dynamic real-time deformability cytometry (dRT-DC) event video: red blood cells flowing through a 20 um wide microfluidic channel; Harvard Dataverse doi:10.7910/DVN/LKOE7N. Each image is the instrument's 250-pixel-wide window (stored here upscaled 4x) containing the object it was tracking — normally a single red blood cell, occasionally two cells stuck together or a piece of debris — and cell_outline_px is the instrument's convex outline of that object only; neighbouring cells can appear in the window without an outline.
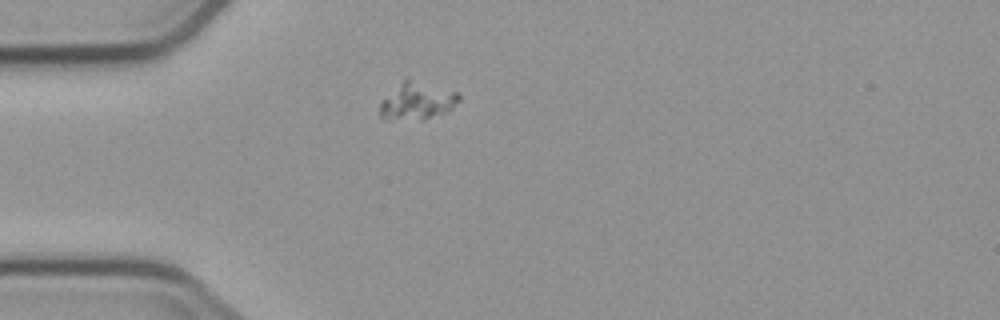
{"species": "common noctule bat (a hibernating species)", "species_latin": "Nyctalus noctula", "temperature_condition": "cold", "stored_images_in_passage": 4, "camera_frame_rate_fps": 3000, "um_per_image_px": 0.085, "animal": {"sex": "male", "body_mass_g": 23.1, "forearm_length_mm": 52.7}, "frame": {"image": 1, "passage_image": 1, "time_ms": 0.0, "image_size_px": [1000, 320], "cell_outline_px": [[460, 100], [448, 112], [424, 120], [420, 120], [380, 116], [380, 100], [404, 80], [408, 80], [460, 92]], "centroid_in_image_um": [35.51, 8.61], "position_along_channel_um": 49.5, "area_um2": 16.65}}
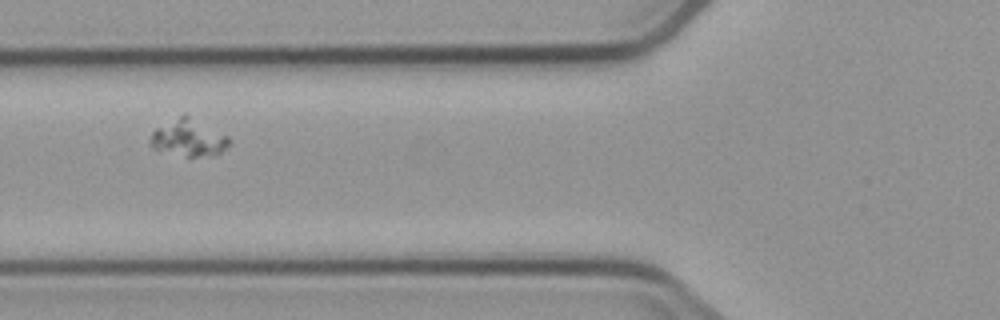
{"frame": {"image": 2, "passage_image": 3, "time_ms": 2.0, "image_size_px": [1000, 320], "cell_outline_px": [[232, 144], [220, 152], [196, 156], [188, 156], [152, 148], [148, 140], [152, 132], [156, 128], [184, 112], [228, 136], [232, 140]], "centroid_in_image_um": [16.02, 11.67], "position_along_channel_um": 109.8, "area_um2": 16.88}}
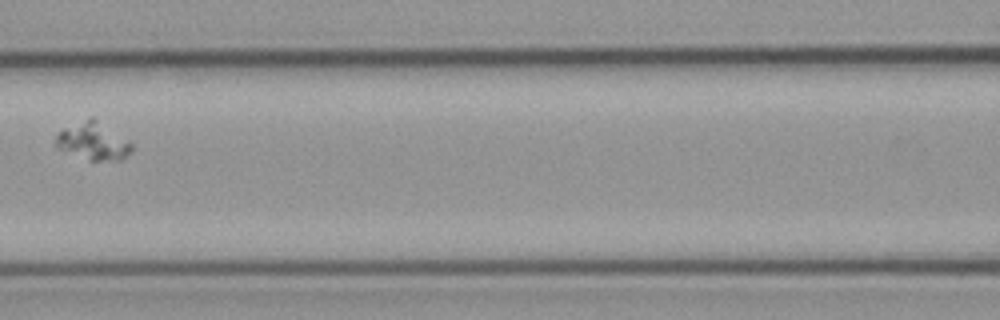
{"frame": {"image": 3, "passage_image": 4, "time_ms": 3.333, "image_size_px": [1000, 320], "cell_outline_px": [[132, 148], [120, 160], [88, 160], [56, 148], [56, 136], [64, 128], [88, 116], [92, 116], [128, 140], [132, 144]], "centroid_in_image_um": [7.88, 11.98], "position_along_channel_um": 158.7, "area_um2": 16.42}}